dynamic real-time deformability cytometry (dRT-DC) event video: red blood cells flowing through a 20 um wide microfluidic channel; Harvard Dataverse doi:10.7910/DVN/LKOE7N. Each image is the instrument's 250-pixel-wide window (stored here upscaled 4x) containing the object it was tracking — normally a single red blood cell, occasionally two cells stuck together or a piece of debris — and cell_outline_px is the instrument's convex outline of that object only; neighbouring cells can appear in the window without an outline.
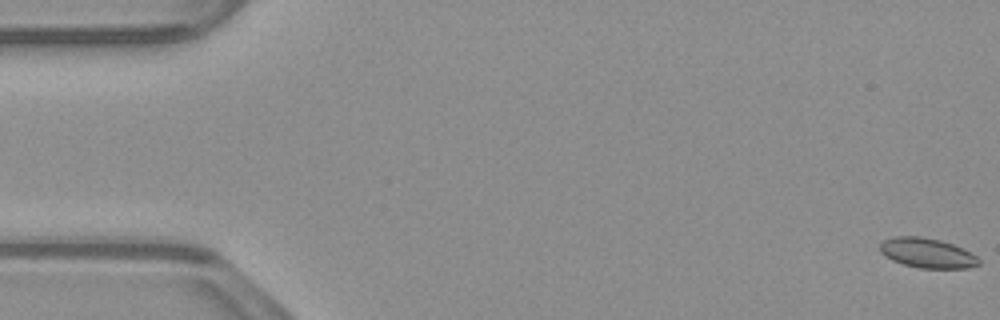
{"species": "common noctule bat (a hibernating species)", "species_latin": "Nyctalus noctula", "temperature_condition": "warm", "stored_images_in_passage": 16, "camera_frame_rate_fps": 3000, "um_per_image_px": 0.085, "animal": {"sex": "male", "body_mass_g": 23.1, "forearm_length_mm": 52.7}, "frame": {"image": 1, "passage_image": 1, "time_ms": 0.0, "image_size_px": [1000, 320], "cell_outline_px": [[980, 264], [968, 268], [920, 268], [904, 264], [892, 260], [880, 252], [880, 244], [884, 240], [892, 236], [920, 236], [940, 240], [964, 248], [976, 256], [980, 260]], "centroid_in_image_um": [78.82, 21.5], "position_along_channel_um": 6.2, "area_um2": 17.17}}
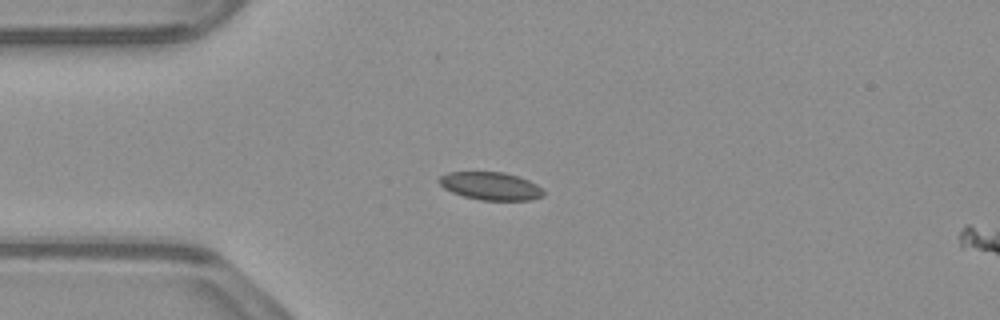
{"frame": {"image": 2, "passage_image": 14, "time_ms": 4.333, "image_size_px": [1000, 320], "cell_outline_px": [[544, 196], [532, 200], [480, 200], [464, 196], [452, 192], [444, 188], [436, 180], [440, 176], [448, 172], [504, 172], [528, 180], [536, 184], [544, 192]], "centroid_in_image_um": [41.68, 15.81], "position_along_channel_um": 43.3, "area_um2": 16.94}}